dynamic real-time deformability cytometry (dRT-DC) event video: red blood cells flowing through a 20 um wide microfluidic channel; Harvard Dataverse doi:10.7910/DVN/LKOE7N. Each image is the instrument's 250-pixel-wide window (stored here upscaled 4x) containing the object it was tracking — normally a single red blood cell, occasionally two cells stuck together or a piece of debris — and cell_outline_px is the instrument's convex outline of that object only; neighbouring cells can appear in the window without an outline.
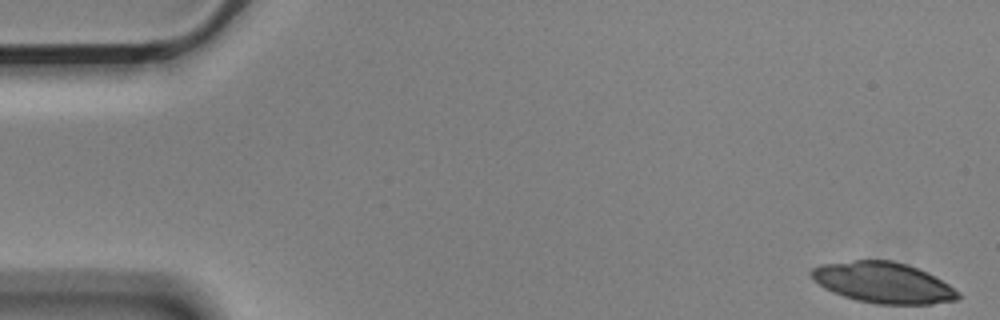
{"species": "Egyptian fruit bat (a non-hibernating species)", "species_latin": "Rousettus aegyptiacus", "temperature_condition": "cold", "stored_images_in_passage": 5, "camera_frame_rate_fps": 3000, "um_per_image_px": 0.085, "animal": {"sex": "male"}, "frame": {"image": 1, "passage_image": 1, "time_ms": 0.0, "image_size_px": [1000, 320], "cell_outline_px": [[960, 296], [956, 300], [932, 304], [876, 304], [856, 300], [832, 292], [824, 288], [812, 280], [808, 272], [812, 268], [820, 264], [856, 260], [892, 260], [916, 268], [948, 284], [960, 292]], "centroid_in_image_um": [75.01, 24.03], "position_along_channel_um": 10.0, "area_um2": 34.8}}